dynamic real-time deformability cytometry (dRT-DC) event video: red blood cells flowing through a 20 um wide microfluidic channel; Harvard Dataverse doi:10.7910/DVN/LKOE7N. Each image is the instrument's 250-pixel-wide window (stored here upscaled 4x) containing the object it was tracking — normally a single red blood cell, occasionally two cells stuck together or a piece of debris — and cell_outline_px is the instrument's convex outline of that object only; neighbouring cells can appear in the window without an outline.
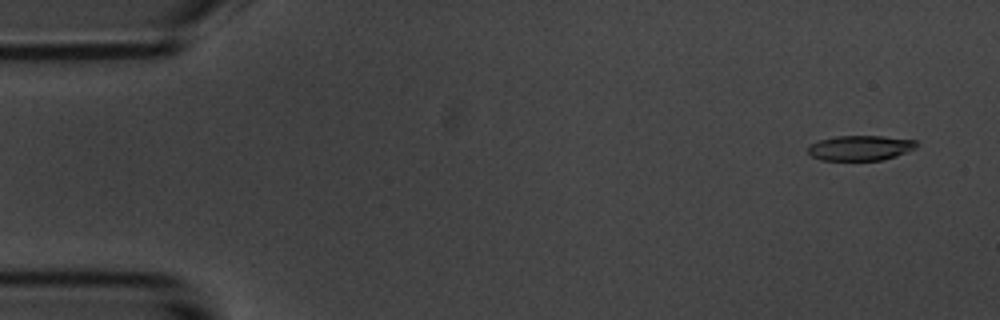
{"species": "common noctule bat (a hibernating species)", "species_latin": "Nyctalus noctula", "temperature_condition": "room temperature", "stored_images_in_passage": 5, "camera_frame_rate_fps": 3000, "um_per_image_px": 0.085, "animal": {"sex": "male", "body_mass_g": 20.1, "forearm_length_mm": 53.5}, "frame": {"image": 1, "passage_image": 1, "time_ms": 0.0, "image_size_px": [1000, 320], "cell_outline_px": [[920, 144], [916, 148], [896, 156], [880, 160], [820, 160], [812, 156], [808, 152], [808, 148], [812, 144], [820, 140], [836, 136], [880, 136], [916, 140]], "centroid_in_image_um": [73.16, 12.57], "position_along_channel_um": 11.8, "area_um2": 15.78}}
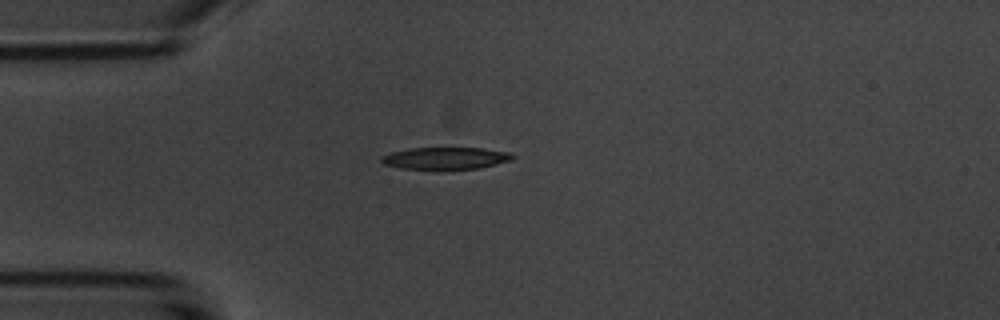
{"frame": {"image": 2, "passage_image": 4, "time_ms": 3.667, "image_size_px": [1000, 320], "cell_outline_px": [[516, 156], [512, 160], [480, 168], [440, 172], [400, 168], [384, 164], [380, 160], [380, 156], [392, 152], [412, 148], [480, 148], [508, 152]], "centroid_in_image_um": [37.85, 13.5], "position_along_channel_um": 47.2, "area_um2": 17.63}}